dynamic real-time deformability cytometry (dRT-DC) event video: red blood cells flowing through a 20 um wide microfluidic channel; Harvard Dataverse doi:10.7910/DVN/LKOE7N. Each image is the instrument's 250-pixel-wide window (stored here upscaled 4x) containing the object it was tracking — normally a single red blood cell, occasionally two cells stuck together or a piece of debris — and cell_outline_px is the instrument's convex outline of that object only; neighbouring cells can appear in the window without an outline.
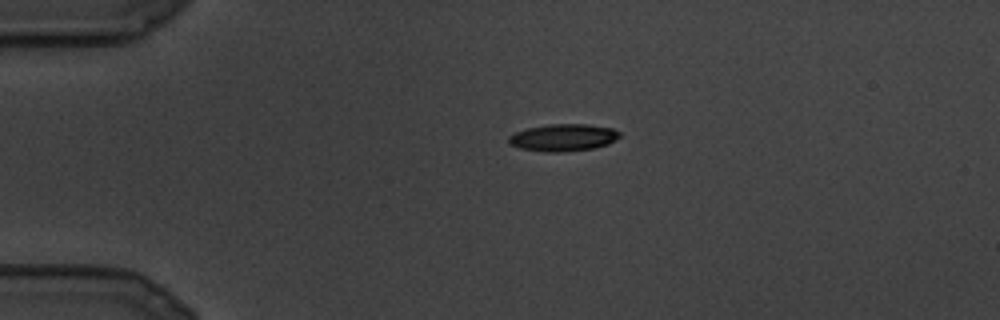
{"species": "common noctule bat (a hibernating species)", "species_latin": "Nyctalus noctula", "temperature_condition": "cold", "stored_images_in_passage": 5, "camera_frame_rate_fps": 3000, "um_per_image_px": 0.085, "animal": {"sex": "male", "body_mass_g": 19.5, "forearm_length_mm": 54.6}, "frame": {"image": 1, "passage_image": 1, "time_ms": 0.0, "image_size_px": [1000, 320], "cell_outline_px": [[620, 136], [616, 140], [608, 144], [592, 148], [560, 152], [548, 152], [520, 148], [508, 144], [508, 136], [512, 132], [528, 128], [548, 124], [588, 124], [612, 128], [620, 132]], "centroid_in_image_um": [47.84, 11.68], "position_along_channel_um": 37.2, "area_um2": 17.63}}
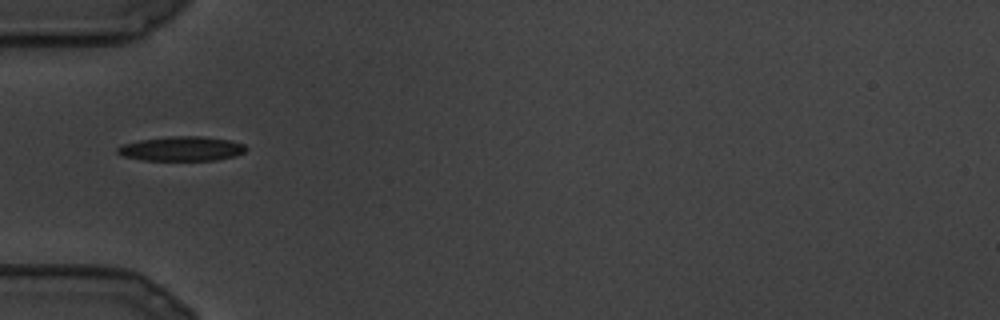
{"frame": {"image": 2, "passage_image": 4, "time_ms": 1.0, "image_size_px": [1000, 320], "cell_outline_px": [[248, 148], [244, 152], [236, 156], [216, 160], [144, 160], [124, 156], [116, 152], [116, 148], [124, 144], [140, 140], [168, 136], [204, 136], [232, 140], [244, 144]], "centroid_in_image_um": [15.49, 12.63], "position_along_channel_um": 69.5, "area_um2": 18.44}}